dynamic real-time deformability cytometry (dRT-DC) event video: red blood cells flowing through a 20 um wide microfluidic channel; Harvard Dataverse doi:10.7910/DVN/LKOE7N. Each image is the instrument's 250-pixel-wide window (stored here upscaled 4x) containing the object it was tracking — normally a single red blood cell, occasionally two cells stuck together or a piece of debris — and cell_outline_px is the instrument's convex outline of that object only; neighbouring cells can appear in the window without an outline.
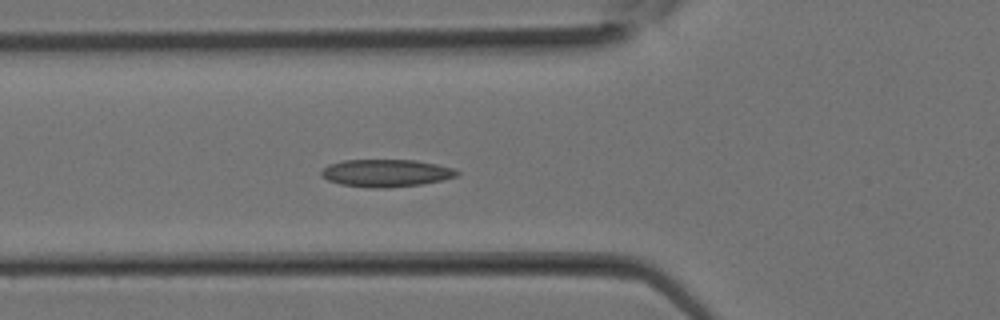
{"species": "Egyptian fruit bat (a non-hibernating species)", "species_latin": "Rousettus aegyptiacus", "temperature_condition": "room temperature", "stored_images_in_passage": 31, "segment_of_instrument_passage": [1, 2], "camera_frame_rate_fps": 3000, "um_per_image_px": 0.085, "animal": {"sex": "female"}, "frame": {"image": 1, "passage_image": 11, "time_ms": 3.333, "image_size_px": [1000, 320], "cell_outline_px": [[460, 172], [456, 176], [440, 180], [420, 184], [388, 188], [372, 188], [340, 184], [328, 180], [320, 176], [320, 172], [328, 164], [344, 160], [416, 160], [456, 168]], "centroid_in_image_um": [32.8, 14.7], "position_along_channel_um": 93.0, "area_um2": 21.73}}
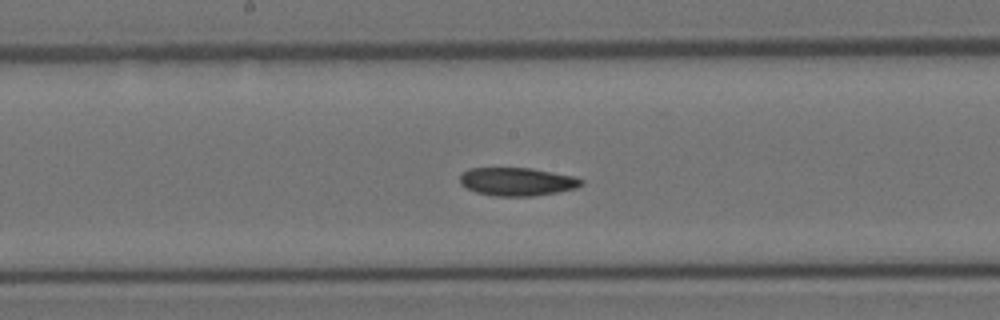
{"frame": {"image": 2, "passage_image": 16, "time_ms": 5.0, "image_size_px": [1000, 320], "cell_outline_px": [[584, 184], [576, 188], [556, 192], [532, 196], [496, 196], [476, 192], [460, 184], [460, 176], [468, 168], [532, 168], [576, 176], [584, 180]], "centroid_in_image_um": [43.99, 15.43], "position_along_channel_um": 204.2, "area_um2": 20.0}}
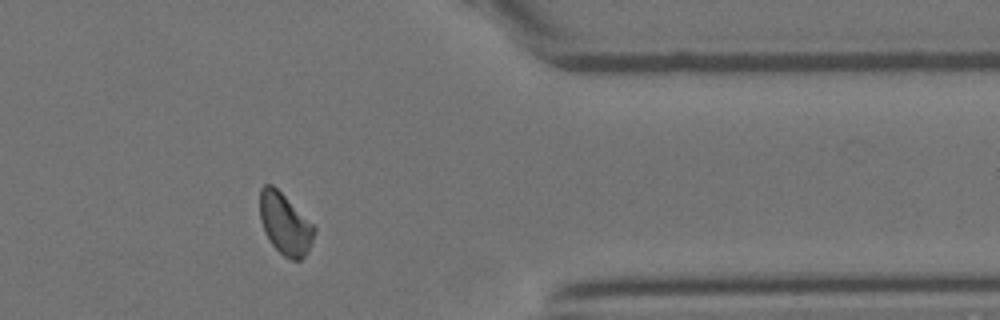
{"frame": {"image": 3, "passage_image": 25, "time_ms": 8.0, "image_size_px": [1000, 320], "cell_outline_px": [[316, 228], [308, 252], [300, 260], [292, 260], [284, 256], [268, 240], [264, 232], [260, 220], [260, 188], [264, 184], [272, 184]], "centroid_in_image_um": [24.2, 19.05], "position_along_channel_um": 387.2, "area_um2": 19.13}}